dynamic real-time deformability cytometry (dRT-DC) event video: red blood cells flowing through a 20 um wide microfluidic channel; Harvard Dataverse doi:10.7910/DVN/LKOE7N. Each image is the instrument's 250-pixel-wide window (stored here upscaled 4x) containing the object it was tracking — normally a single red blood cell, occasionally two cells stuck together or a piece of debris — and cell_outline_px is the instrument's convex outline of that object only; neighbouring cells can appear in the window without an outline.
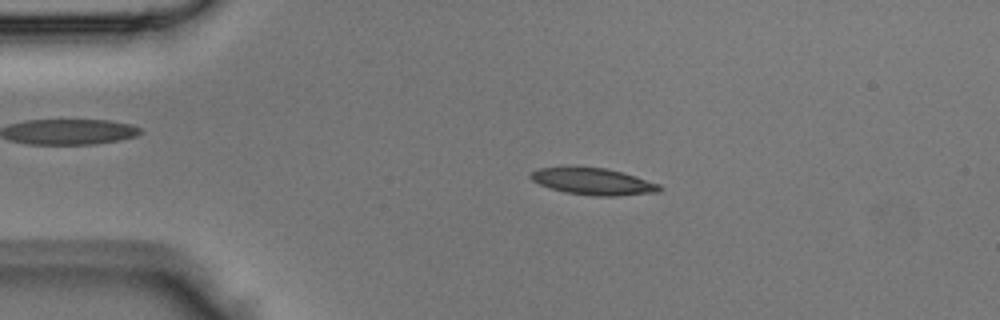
{"species": "Egyptian fruit bat (a non-hibernating species)", "species_latin": "Rousettus aegyptiacus", "temperature_condition": "room temperature", "stored_images_in_passage": 41, "camera_frame_rate_fps": 3000, "um_per_image_px": 0.085, "animal": {"sex": "male"}, "frame": {"image": 1, "passage_image": 8, "time_ms": 2.333, "image_size_px": [1000, 320], "cell_outline_px": [[660, 192], [616, 196], [592, 196], [564, 192], [540, 184], [532, 180], [528, 176], [532, 172], [540, 168], [604, 168], [620, 172], [660, 184]], "centroid_in_image_um": [50.43, 15.45], "position_along_channel_um": 34.6, "area_um2": 19.54}}
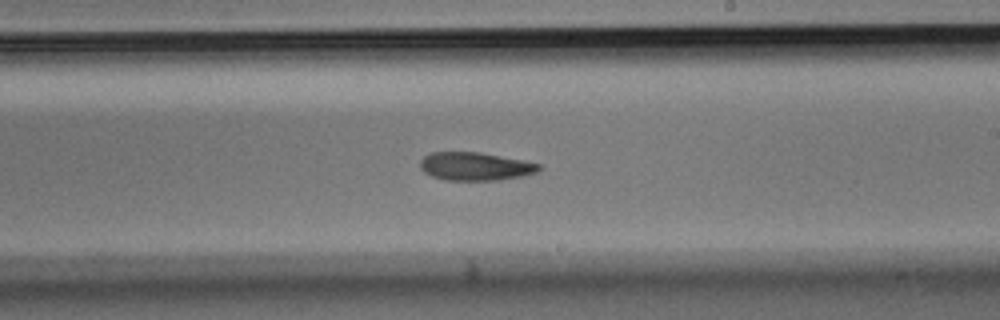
{"frame": {"image": 2, "passage_image": 24, "time_ms": 7.667, "image_size_px": [1000, 320], "cell_outline_px": [[540, 168], [536, 172], [520, 176], [500, 180], [444, 180], [432, 176], [424, 172], [420, 168], [420, 160], [424, 156], [432, 152], [480, 152], [524, 160], [540, 164]], "centroid_in_image_um": [40.37, 14.14], "position_along_channel_um": 248.6, "area_um2": 19.48}}
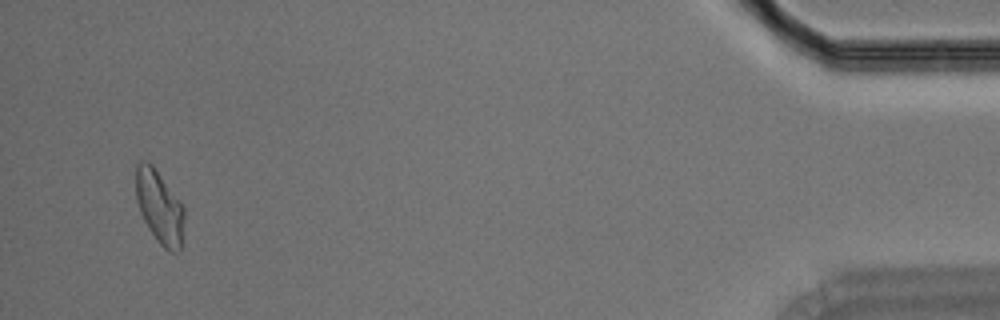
{"frame": {"image": 3, "passage_image": 40, "time_ms": 13.0, "image_size_px": [1000, 320], "cell_outline_px": [[184, 220], [180, 252], [168, 252], [156, 240], [148, 228], [140, 212], [136, 200], [136, 164], [140, 160], [148, 160], [152, 164], [184, 208]], "centroid_in_image_um": [13.54, 17.61], "position_along_channel_um": 421.7, "area_um2": 20.58}}